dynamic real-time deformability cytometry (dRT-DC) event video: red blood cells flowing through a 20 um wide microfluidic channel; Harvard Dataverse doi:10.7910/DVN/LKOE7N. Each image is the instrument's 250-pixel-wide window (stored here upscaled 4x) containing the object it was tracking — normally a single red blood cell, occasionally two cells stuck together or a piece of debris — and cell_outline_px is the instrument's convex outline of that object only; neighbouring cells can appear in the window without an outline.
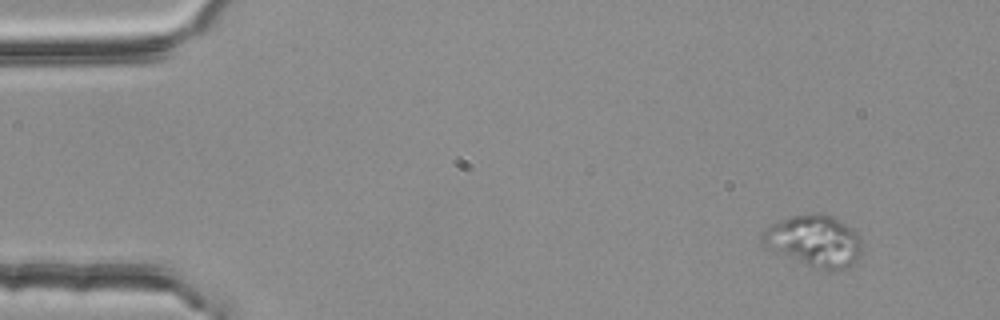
{"species": "common noctule bat (a hibernating species)", "species_latin": "Nyctalus noctula", "temperature_condition": "room temperature", "stored_images_in_passage": 4, "camera_frame_rate_fps": 3000, "um_per_image_px": 0.085, "animal": {"sex": "female", "body_mass_g": 25.1}, "frame": {"image": 1, "passage_image": 1, "time_ms": 0.0, "image_size_px": [1000, 320], "cell_outline_px": [[860, 256], [852, 264], [844, 268], [820, 268], [808, 264], [768, 248], [760, 244], [760, 232], [768, 224], [792, 216], [820, 212], [832, 216], [840, 220], [852, 228], [860, 236]], "centroid_in_image_um": [69.17, 20.41], "position_along_channel_um": 15.8, "area_um2": 29.54}}
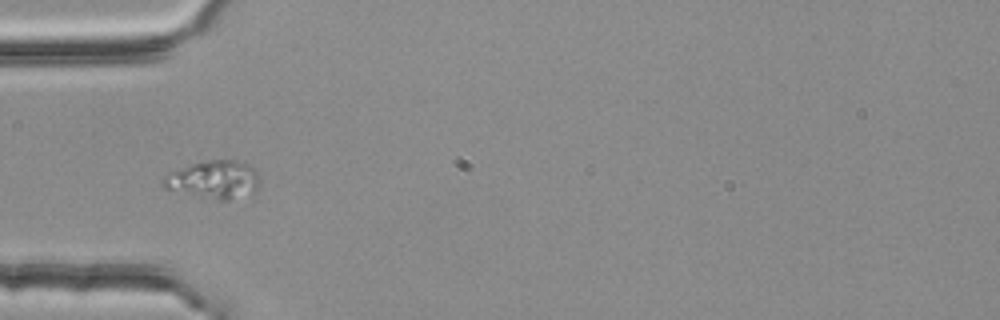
{"frame": {"image": 2, "passage_image": 4, "time_ms": 1.0, "image_size_px": [1000, 320], "cell_outline_px": [[260, 184], [256, 192], [228, 200], [216, 200], [164, 188], [160, 184], [164, 176], [168, 172], [192, 164], [212, 160], [236, 160], [248, 164], [256, 172], [260, 180]], "centroid_in_image_um": [18.18, 15.28], "position_along_channel_um": 66.8, "area_um2": 21.33}}